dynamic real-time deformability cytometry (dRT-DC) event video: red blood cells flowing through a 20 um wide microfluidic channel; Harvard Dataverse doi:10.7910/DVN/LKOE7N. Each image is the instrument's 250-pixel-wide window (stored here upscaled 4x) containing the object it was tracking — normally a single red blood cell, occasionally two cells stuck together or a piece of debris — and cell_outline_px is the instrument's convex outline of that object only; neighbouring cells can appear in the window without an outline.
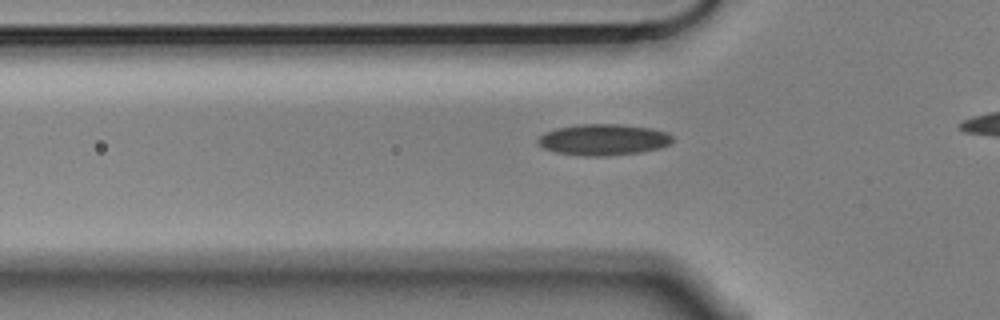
{"species": "Egyptian fruit bat (a non-hibernating species)", "species_latin": "Rousettus aegyptiacus", "temperature_condition": "cold", "stored_images_in_passage": 38, "camera_frame_rate_fps": 3000, "um_per_image_px": 0.085, "animal": {"sex": "male"}, "frame": {"image": 1, "passage_image": 10, "time_ms": 3.0, "image_size_px": [1000, 320], "cell_outline_px": [[672, 140], [668, 144], [660, 148], [640, 152], [604, 156], [584, 156], [556, 152], [544, 148], [536, 144], [536, 140], [544, 132], [556, 128], [576, 124], [620, 124], [652, 128], [668, 132], [672, 136]], "centroid_in_image_um": [51.26, 11.86], "position_along_channel_um": 74.5, "area_um2": 24.62}}
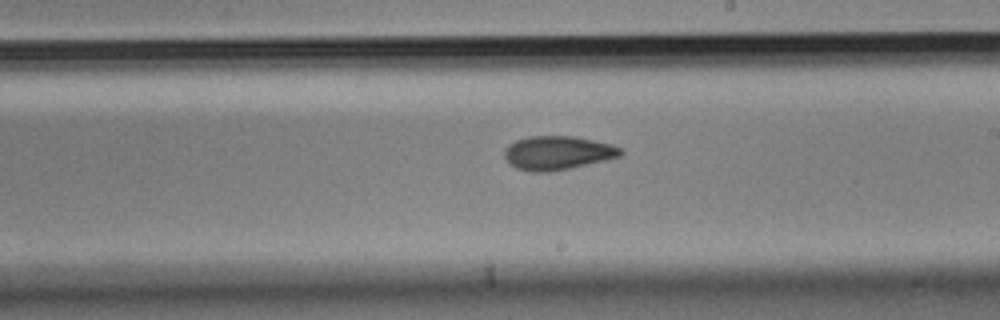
{"frame": {"image": 2, "passage_image": 24, "time_ms": 7.667, "image_size_px": [1000, 320], "cell_outline_px": [[624, 152], [620, 156], [604, 160], [568, 168], [548, 172], [532, 172], [516, 168], [504, 156], [504, 148], [508, 144], [516, 140], [528, 136], [576, 136], [612, 144], [620, 148]], "centroid_in_image_um": [47.38, 12.98], "position_along_channel_um": 241.6, "area_um2": 22.77}}
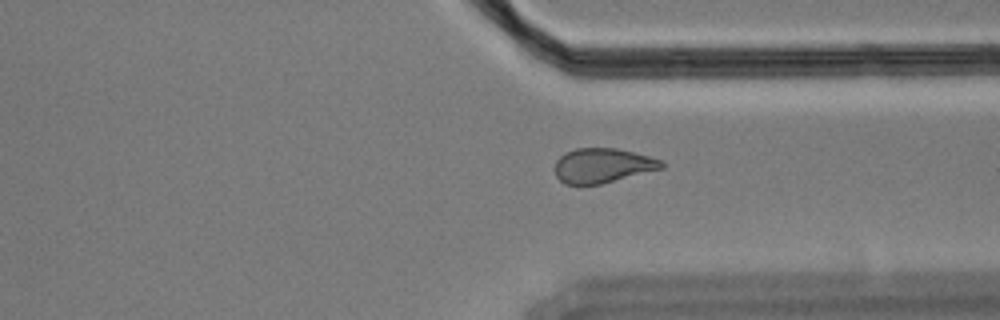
{"frame": {"image": 3, "passage_image": 34, "time_ms": 11.0, "image_size_px": [1000, 320], "cell_outline_px": [[664, 168], [600, 184], [564, 184], [556, 176], [556, 160], [564, 152], [576, 148], [616, 148], [648, 156], [660, 160], [664, 164]], "centroid_in_image_um": [51.2, 14.06], "position_along_channel_um": 360.2, "area_um2": 21.33}}